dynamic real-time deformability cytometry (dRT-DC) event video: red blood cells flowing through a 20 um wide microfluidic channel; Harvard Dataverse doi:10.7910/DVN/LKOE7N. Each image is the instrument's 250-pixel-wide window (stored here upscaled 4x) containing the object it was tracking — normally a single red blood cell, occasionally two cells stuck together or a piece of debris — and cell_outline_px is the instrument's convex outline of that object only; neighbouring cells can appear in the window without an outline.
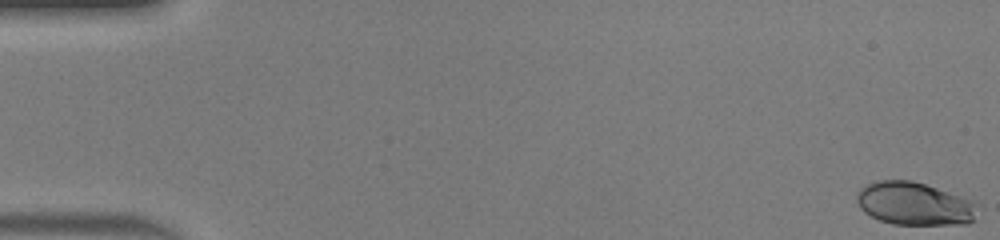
{"species": "human", "species_latin": "Homo sapiens", "temperature_condition": "warm", "stored_images_in_passage": 48, "camera_frame_rate_fps": 3000, "um_per_image_px": 0.085, "donor": {"sex": "male"}, "frame": {"image": 1, "passage_image": 1, "time_ms": 0.0, "image_size_px": [1000, 240], "cell_outline_px": [[980, 204], [976, 220], [968, 224], [892, 224], [880, 220], [864, 212], [860, 208], [856, 200], [856, 192], [860, 188], [868, 184], [880, 180], [912, 180], [976, 200]], "centroid_in_image_um": [77.8, 17.31], "position_along_channel_um": 7.2, "area_um2": 30.81}}
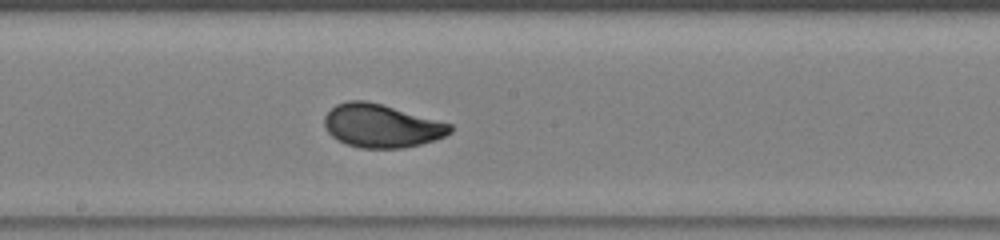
{"frame": {"image": 2, "passage_image": 27, "time_ms": 8.667, "image_size_px": [1000, 240], "cell_outline_px": [[452, 132], [444, 136], [420, 144], [404, 148], [360, 148], [348, 144], [332, 136], [328, 132], [324, 124], [324, 116], [336, 104], [348, 100], [364, 100], [380, 104], [452, 124]], "centroid_in_image_um": [32.41, 10.69], "position_along_channel_um": 215.8, "area_um2": 31.33}}
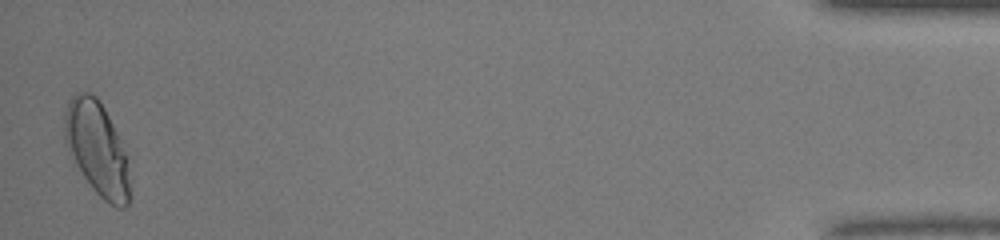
{"frame": {"image": 3, "passage_image": 48, "time_ms": 15.667, "image_size_px": [1000, 240], "cell_outline_px": [[128, 204], [124, 208], [116, 208], [108, 204], [92, 188], [76, 164], [64, 140], [64, 116], [68, 100], [76, 92], [92, 92], [96, 96], [104, 108], [120, 140], [124, 152], [128, 180]], "centroid_in_image_um": [8.2, 12.59], "position_along_channel_um": 427.0, "area_um2": 34.8}, "authors_computed_cell_mechanics": {"area_um2": 30.8074, "velocity_mm_per_s": 4.3056, "shape_relaxation_time_tau1_ms": 2.9343, "shape_relaxation_time_tau2_ms": null, "deformation_change_tau1": 0.1507, "deformation_change_tau2": null}}